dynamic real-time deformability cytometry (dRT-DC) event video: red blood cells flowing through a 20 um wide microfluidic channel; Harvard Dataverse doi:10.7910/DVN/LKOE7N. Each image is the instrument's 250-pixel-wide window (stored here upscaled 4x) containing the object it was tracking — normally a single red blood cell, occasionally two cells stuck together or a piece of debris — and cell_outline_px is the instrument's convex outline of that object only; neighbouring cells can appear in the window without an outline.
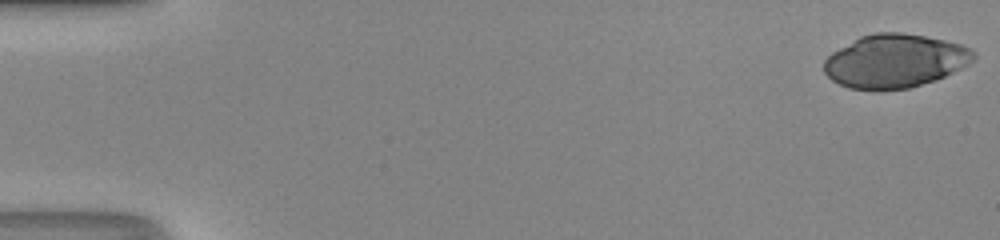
{"species": "human", "species_latin": "Homo sapiens", "temperature_condition": "room temperature", "stored_images_in_passage": 50, "camera_frame_rate_fps": 3000, "um_per_image_px": 0.085, "donor": {"sex": "male"}, "frame": {"image": 1, "passage_image": 1, "time_ms": 0.0, "image_size_px": [1000, 240], "cell_outline_px": [[976, 56], [968, 64], [936, 80], [912, 88], [848, 88], [832, 80], [824, 72], [824, 60], [832, 52], [860, 36], [872, 32], [900, 32], [924, 36], [944, 40], [960, 44], [976, 52]], "centroid_in_image_um": [76.06, 5.16], "position_along_channel_um": 8.9, "area_um2": 46.12}}
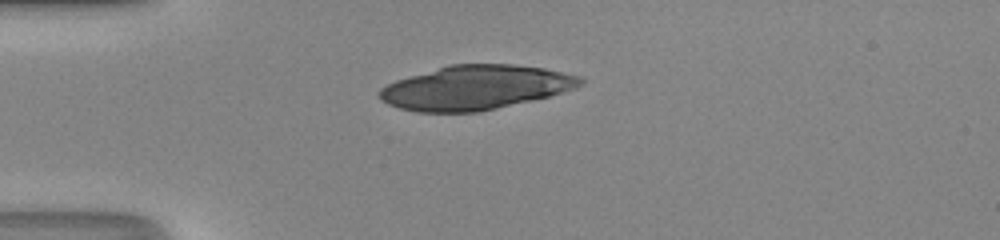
{"frame": {"image": 2, "passage_image": 14, "time_ms": 4.333, "image_size_px": [1000, 240], "cell_outline_px": [[584, 84], [576, 88], [564, 92], [548, 96], [496, 108], [476, 112], [416, 112], [400, 108], [388, 104], [380, 100], [376, 92], [380, 88], [396, 80], [448, 64], [512, 64], [544, 68], [580, 76], [584, 80]], "centroid_in_image_um": [40.39, 7.43], "position_along_channel_um": 44.6, "area_um2": 51.79}}